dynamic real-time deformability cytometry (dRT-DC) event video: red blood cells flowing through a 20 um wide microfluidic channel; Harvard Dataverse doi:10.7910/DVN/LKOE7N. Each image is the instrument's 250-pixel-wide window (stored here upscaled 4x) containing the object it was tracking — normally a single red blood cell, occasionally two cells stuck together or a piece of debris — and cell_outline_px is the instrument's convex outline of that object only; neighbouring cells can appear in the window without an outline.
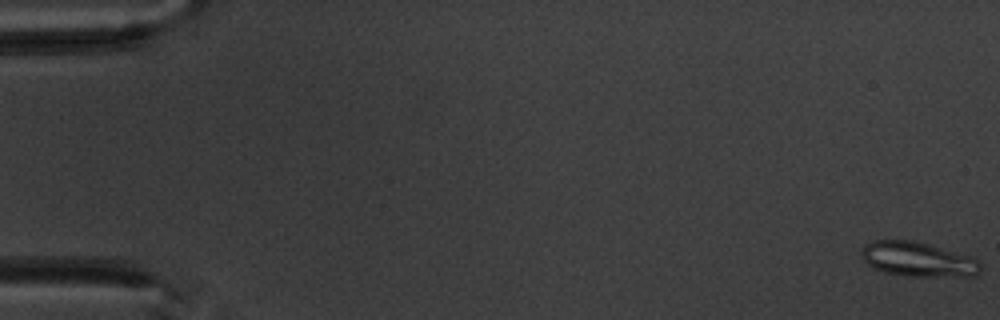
{"species": "common noctule bat (a hibernating species)", "species_latin": "Nyctalus noctula", "temperature_condition": "warm", "stored_images_in_passage": 6, "camera_frame_rate_fps": 3000, "um_per_image_px": 0.085, "animal": {"sex": "male", "body_mass_g": 20.1, "forearm_length_mm": 53.5}, "frame": {"image": 1, "passage_image": 1, "time_ms": 0.0, "image_size_px": [1000, 320], "cell_outline_px": [[980, 272], [976, 276], [912, 276], [884, 272], [872, 268], [860, 256], [860, 248], [864, 244], [876, 240], [912, 240], [972, 256], [980, 264]], "centroid_in_image_um": [77.99, 22.04], "position_along_channel_um": 7.0, "area_um2": 24.04}}